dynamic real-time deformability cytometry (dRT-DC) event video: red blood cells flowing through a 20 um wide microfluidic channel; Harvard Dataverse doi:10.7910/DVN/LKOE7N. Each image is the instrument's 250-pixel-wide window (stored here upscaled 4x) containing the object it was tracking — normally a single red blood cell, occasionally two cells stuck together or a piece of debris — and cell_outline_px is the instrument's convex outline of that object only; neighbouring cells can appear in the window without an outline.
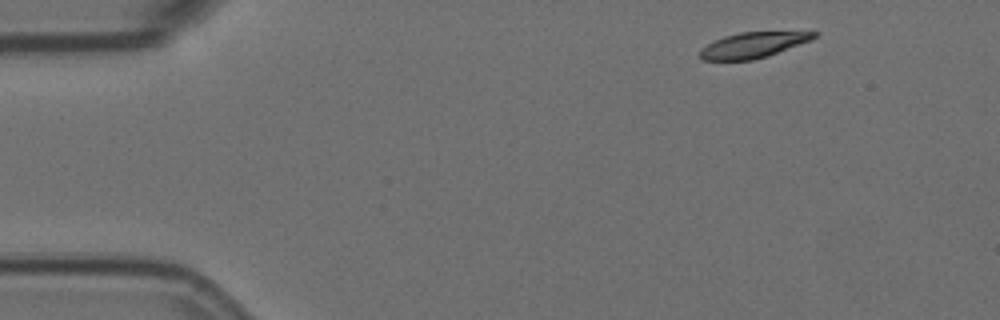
{"species": "Egyptian fruit bat (a non-hibernating species)", "species_latin": "Rousettus aegyptiacus", "temperature_condition": "room temperature", "stored_images_in_passage": 5, "camera_frame_rate_fps": 3000, "um_per_image_px": 0.085, "animal": {"sex": "female"}, "frame": {"image": 1, "passage_image": 1, "time_ms": 0.0, "image_size_px": [1000, 320], "cell_outline_px": [[820, 32], [812, 40], [768, 56], [752, 60], [704, 60], [700, 56], [700, 48], [724, 36], [740, 32]], "centroid_in_image_um": [64.02, 3.83], "position_along_channel_um": 21.0, "area_um2": 16.82}}
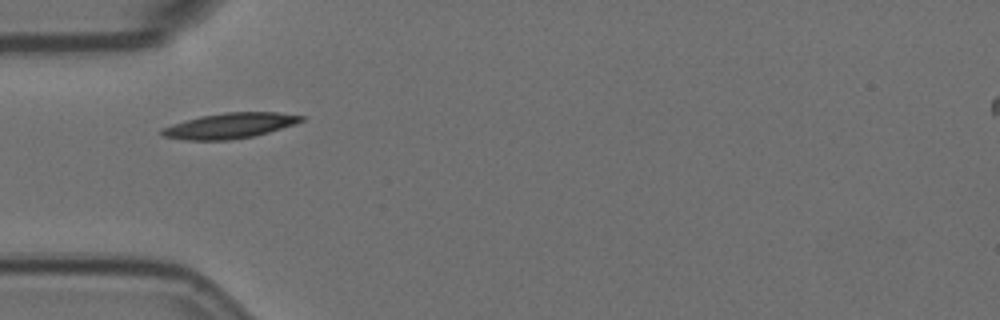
{"frame": {"image": 2, "passage_image": 4, "time_ms": 1.0, "image_size_px": [1000, 320], "cell_outline_px": [[304, 120], [296, 124], [268, 132], [252, 136], [228, 140], [184, 140], [164, 136], [160, 132], [160, 128], [172, 124], [200, 116], [224, 112], [276, 112], [304, 116]], "centroid_in_image_um": [19.52, 10.68], "position_along_channel_um": 65.5, "area_um2": 20.58}}
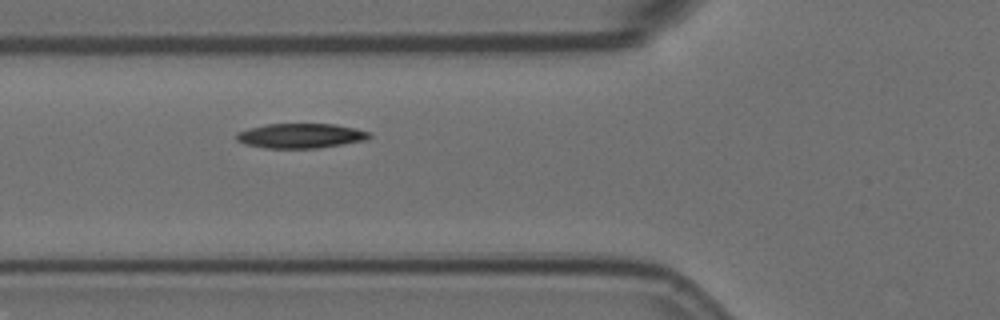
{"frame": {"image": 3, "passage_image": 5, "time_ms": 1.333, "image_size_px": [1000, 320], "cell_outline_px": [[372, 136], [368, 140], [316, 148], [264, 148], [244, 144], [236, 140], [236, 132], [248, 128], [264, 124], [336, 124], [356, 128], [372, 132]], "centroid_in_image_um": [25.57, 11.53], "position_along_channel_um": 100.2, "area_um2": 19.42}}